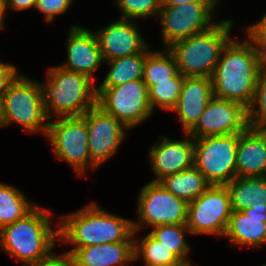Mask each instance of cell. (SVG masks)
Returning a JSON list of instances; mask_svg holds the SVG:
<instances>
[{"instance_id":"1","label":"cell","mask_w":266,"mask_h":266,"mask_svg":"<svg viewBox=\"0 0 266 266\" xmlns=\"http://www.w3.org/2000/svg\"><path fill=\"white\" fill-rule=\"evenodd\" d=\"M259 73L258 51L252 41L240 43L231 39L224 47L211 77L214 97L234 100L249 108Z\"/></svg>"},{"instance_id":"4","label":"cell","mask_w":266,"mask_h":266,"mask_svg":"<svg viewBox=\"0 0 266 266\" xmlns=\"http://www.w3.org/2000/svg\"><path fill=\"white\" fill-rule=\"evenodd\" d=\"M50 225L49 214L36 205L23 218L0 229L2 249L27 265L37 263L51 254L59 238V230L53 231Z\"/></svg>"},{"instance_id":"21","label":"cell","mask_w":266,"mask_h":266,"mask_svg":"<svg viewBox=\"0 0 266 266\" xmlns=\"http://www.w3.org/2000/svg\"><path fill=\"white\" fill-rule=\"evenodd\" d=\"M134 242H116L71 249L74 266H124L134 260Z\"/></svg>"},{"instance_id":"24","label":"cell","mask_w":266,"mask_h":266,"mask_svg":"<svg viewBox=\"0 0 266 266\" xmlns=\"http://www.w3.org/2000/svg\"><path fill=\"white\" fill-rule=\"evenodd\" d=\"M148 53L146 49L141 53L109 61L110 71L99 87H115L129 81L143 79V67Z\"/></svg>"},{"instance_id":"37","label":"cell","mask_w":266,"mask_h":266,"mask_svg":"<svg viewBox=\"0 0 266 266\" xmlns=\"http://www.w3.org/2000/svg\"><path fill=\"white\" fill-rule=\"evenodd\" d=\"M253 44L255 45L258 51L260 73L266 74V43H253Z\"/></svg>"},{"instance_id":"28","label":"cell","mask_w":266,"mask_h":266,"mask_svg":"<svg viewBox=\"0 0 266 266\" xmlns=\"http://www.w3.org/2000/svg\"><path fill=\"white\" fill-rule=\"evenodd\" d=\"M184 76L178 72L173 78L163 82H155V85L148 89V100L151 109L159 106L162 110H172L181 93Z\"/></svg>"},{"instance_id":"27","label":"cell","mask_w":266,"mask_h":266,"mask_svg":"<svg viewBox=\"0 0 266 266\" xmlns=\"http://www.w3.org/2000/svg\"><path fill=\"white\" fill-rule=\"evenodd\" d=\"M134 260L142 256L146 266H171L181 260L150 233L139 243L134 240Z\"/></svg>"},{"instance_id":"10","label":"cell","mask_w":266,"mask_h":266,"mask_svg":"<svg viewBox=\"0 0 266 266\" xmlns=\"http://www.w3.org/2000/svg\"><path fill=\"white\" fill-rule=\"evenodd\" d=\"M231 214L226 186L210 185L203 194L188 203L186 226L191 233L225 236Z\"/></svg>"},{"instance_id":"20","label":"cell","mask_w":266,"mask_h":266,"mask_svg":"<svg viewBox=\"0 0 266 266\" xmlns=\"http://www.w3.org/2000/svg\"><path fill=\"white\" fill-rule=\"evenodd\" d=\"M225 236L232 245L259 246L266 243V209L232 211Z\"/></svg>"},{"instance_id":"23","label":"cell","mask_w":266,"mask_h":266,"mask_svg":"<svg viewBox=\"0 0 266 266\" xmlns=\"http://www.w3.org/2000/svg\"><path fill=\"white\" fill-rule=\"evenodd\" d=\"M159 183L167 191L187 203L194 201L211 185L195 166L179 173L168 175L161 179Z\"/></svg>"},{"instance_id":"34","label":"cell","mask_w":266,"mask_h":266,"mask_svg":"<svg viewBox=\"0 0 266 266\" xmlns=\"http://www.w3.org/2000/svg\"><path fill=\"white\" fill-rule=\"evenodd\" d=\"M22 266H74V261L70 253H65L62 256H54L53 254H50L48 257L37 263Z\"/></svg>"},{"instance_id":"19","label":"cell","mask_w":266,"mask_h":266,"mask_svg":"<svg viewBox=\"0 0 266 266\" xmlns=\"http://www.w3.org/2000/svg\"><path fill=\"white\" fill-rule=\"evenodd\" d=\"M266 176V130L248 127L238 134L236 177Z\"/></svg>"},{"instance_id":"13","label":"cell","mask_w":266,"mask_h":266,"mask_svg":"<svg viewBox=\"0 0 266 266\" xmlns=\"http://www.w3.org/2000/svg\"><path fill=\"white\" fill-rule=\"evenodd\" d=\"M248 127V108L234 100L213 97L186 135L198 139L240 134Z\"/></svg>"},{"instance_id":"22","label":"cell","mask_w":266,"mask_h":266,"mask_svg":"<svg viewBox=\"0 0 266 266\" xmlns=\"http://www.w3.org/2000/svg\"><path fill=\"white\" fill-rule=\"evenodd\" d=\"M228 189L232 211L246 208L266 209V176L235 177L225 185Z\"/></svg>"},{"instance_id":"8","label":"cell","mask_w":266,"mask_h":266,"mask_svg":"<svg viewBox=\"0 0 266 266\" xmlns=\"http://www.w3.org/2000/svg\"><path fill=\"white\" fill-rule=\"evenodd\" d=\"M238 134L194 139V166L211 185H226L236 177Z\"/></svg>"},{"instance_id":"5","label":"cell","mask_w":266,"mask_h":266,"mask_svg":"<svg viewBox=\"0 0 266 266\" xmlns=\"http://www.w3.org/2000/svg\"><path fill=\"white\" fill-rule=\"evenodd\" d=\"M231 26L232 20L215 23L209 29L168 47L178 71L184 77L211 78L224 47L231 40Z\"/></svg>"},{"instance_id":"26","label":"cell","mask_w":266,"mask_h":266,"mask_svg":"<svg viewBox=\"0 0 266 266\" xmlns=\"http://www.w3.org/2000/svg\"><path fill=\"white\" fill-rule=\"evenodd\" d=\"M173 54L166 49L164 52H149L143 67V82L149 89L155 82L167 81L178 73Z\"/></svg>"},{"instance_id":"9","label":"cell","mask_w":266,"mask_h":266,"mask_svg":"<svg viewBox=\"0 0 266 266\" xmlns=\"http://www.w3.org/2000/svg\"><path fill=\"white\" fill-rule=\"evenodd\" d=\"M57 119L48 123L46 136L57 158L68 162L81 177L89 163L92 168L97 167L90 156L86 119L83 116Z\"/></svg>"},{"instance_id":"36","label":"cell","mask_w":266,"mask_h":266,"mask_svg":"<svg viewBox=\"0 0 266 266\" xmlns=\"http://www.w3.org/2000/svg\"><path fill=\"white\" fill-rule=\"evenodd\" d=\"M37 0H5L6 8L10 6L14 10H26L35 7Z\"/></svg>"},{"instance_id":"39","label":"cell","mask_w":266,"mask_h":266,"mask_svg":"<svg viewBox=\"0 0 266 266\" xmlns=\"http://www.w3.org/2000/svg\"><path fill=\"white\" fill-rule=\"evenodd\" d=\"M6 5L5 0H0V27H3V18L5 15Z\"/></svg>"},{"instance_id":"41","label":"cell","mask_w":266,"mask_h":266,"mask_svg":"<svg viewBox=\"0 0 266 266\" xmlns=\"http://www.w3.org/2000/svg\"><path fill=\"white\" fill-rule=\"evenodd\" d=\"M171 266H192L190 262H180L176 265H171Z\"/></svg>"},{"instance_id":"16","label":"cell","mask_w":266,"mask_h":266,"mask_svg":"<svg viewBox=\"0 0 266 266\" xmlns=\"http://www.w3.org/2000/svg\"><path fill=\"white\" fill-rule=\"evenodd\" d=\"M162 142L152 146L149 158L157 176L152 182H159L168 175L179 173L194 166V138L169 140L162 137Z\"/></svg>"},{"instance_id":"14","label":"cell","mask_w":266,"mask_h":266,"mask_svg":"<svg viewBox=\"0 0 266 266\" xmlns=\"http://www.w3.org/2000/svg\"><path fill=\"white\" fill-rule=\"evenodd\" d=\"M83 117L87 124L91 160L99 166L115 154L125 138L124 128L127 127L98 106L91 108Z\"/></svg>"},{"instance_id":"31","label":"cell","mask_w":266,"mask_h":266,"mask_svg":"<svg viewBox=\"0 0 266 266\" xmlns=\"http://www.w3.org/2000/svg\"><path fill=\"white\" fill-rule=\"evenodd\" d=\"M122 13V19H137L141 17L158 16L162 0H117Z\"/></svg>"},{"instance_id":"29","label":"cell","mask_w":266,"mask_h":266,"mask_svg":"<svg viewBox=\"0 0 266 266\" xmlns=\"http://www.w3.org/2000/svg\"><path fill=\"white\" fill-rule=\"evenodd\" d=\"M150 234L159 242L170 249L182 262H189L185 256L189 245L185 241V231H189L186 224L157 225Z\"/></svg>"},{"instance_id":"12","label":"cell","mask_w":266,"mask_h":266,"mask_svg":"<svg viewBox=\"0 0 266 266\" xmlns=\"http://www.w3.org/2000/svg\"><path fill=\"white\" fill-rule=\"evenodd\" d=\"M216 3H183L177 6H161L162 36L166 48L175 42L209 29L211 13Z\"/></svg>"},{"instance_id":"25","label":"cell","mask_w":266,"mask_h":266,"mask_svg":"<svg viewBox=\"0 0 266 266\" xmlns=\"http://www.w3.org/2000/svg\"><path fill=\"white\" fill-rule=\"evenodd\" d=\"M35 206L18 189L0 183V229L23 218Z\"/></svg>"},{"instance_id":"33","label":"cell","mask_w":266,"mask_h":266,"mask_svg":"<svg viewBox=\"0 0 266 266\" xmlns=\"http://www.w3.org/2000/svg\"><path fill=\"white\" fill-rule=\"evenodd\" d=\"M17 73L15 66L0 62V98H2L9 85L16 79Z\"/></svg>"},{"instance_id":"6","label":"cell","mask_w":266,"mask_h":266,"mask_svg":"<svg viewBox=\"0 0 266 266\" xmlns=\"http://www.w3.org/2000/svg\"><path fill=\"white\" fill-rule=\"evenodd\" d=\"M5 126L19 123L28 132L46 135L49 120L44 106L43 85L17 76L2 96ZM47 121V122H46Z\"/></svg>"},{"instance_id":"11","label":"cell","mask_w":266,"mask_h":266,"mask_svg":"<svg viewBox=\"0 0 266 266\" xmlns=\"http://www.w3.org/2000/svg\"><path fill=\"white\" fill-rule=\"evenodd\" d=\"M139 223L133 222V230L142 225L186 224L188 203L167 191L159 182L145 185L139 195Z\"/></svg>"},{"instance_id":"35","label":"cell","mask_w":266,"mask_h":266,"mask_svg":"<svg viewBox=\"0 0 266 266\" xmlns=\"http://www.w3.org/2000/svg\"><path fill=\"white\" fill-rule=\"evenodd\" d=\"M247 34L252 43H266V15L247 28Z\"/></svg>"},{"instance_id":"30","label":"cell","mask_w":266,"mask_h":266,"mask_svg":"<svg viewBox=\"0 0 266 266\" xmlns=\"http://www.w3.org/2000/svg\"><path fill=\"white\" fill-rule=\"evenodd\" d=\"M255 104L259 105L254 110ZM248 124L254 129H266V74L259 73L255 95L251 106L248 108Z\"/></svg>"},{"instance_id":"2","label":"cell","mask_w":266,"mask_h":266,"mask_svg":"<svg viewBox=\"0 0 266 266\" xmlns=\"http://www.w3.org/2000/svg\"><path fill=\"white\" fill-rule=\"evenodd\" d=\"M60 239L75 244L73 249L91 245L134 242L133 222L102 210L96 203L61 218Z\"/></svg>"},{"instance_id":"7","label":"cell","mask_w":266,"mask_h":266,"mask_svg":"<svg viewBox=\"0 0 266 266\" xmlns=\"http://www.w3.org/2000/svg\"><path fill=\"white\" fill-rule=\"evenodd\" d=\"M96 92V106L127 128L141 123L153 112L143 79L115 87H98Z\"/></svg>"},{"instance_id":"15","label":"cell","mask_w":266,"mask_h":266,"mask_svg":"<svg viewBox=\"0 0 266 266\" xmlns=\"http://www.w3.org/2000/svg\"><path fill=\"white\" fill-rule=\"evenodd\" d=\"M128 19H118L96 32L103 60H114L144 52L148 45Z\"/></svg>"},{"instance_id":"38","label":"cell","mask_w":266,"mask_h":266,"mask_svg":"<svg viewBox=\"0 0 266 266\" xmlns=\"http://www.w3.org/2000/svg\"><path fill=\"white\" fill-rule=\"evenodd\" d=\"M218 0H162L161 6H177L183 3H217Z\"/></svg>"},{"instance_id":"17","label":"cell","mask_w":266,"mask_h":266,"mask_svg":"<svg viewBox=\"0 0 266 266\" xmlns=\"http://www.w3.org/2000/svg\"><path fill=\"white\" fill-rule=\"evenodd\" d=\"M68 36L67 63L60 67L93 79V71L104 61L96 34L88 29L72 26Z\"/></svg>"},{"instance_id":"3","label":"cell","mask_w":266,"mask_h":266,"mask_svg":"<svg viewBox=\"0 0 266 266\" xmlns=\"http://www.w3.org/2000/svg\"><path fill=\"white\" fill-rule=\"evenodd\" d=\"M85 74L62 67L48 70L47 84L43 85L45 112L48 119L81 117L96 106V87ZM52 112V114H51Z\"/></svg>"},{"instance_id":"40","label":"cell","mask_w":266,"mask_h":266,"mask_svg":"<svg viewBox=\"0 0 266 266\" xmlns=\"http://www.w3.org/2000/svg\"><path fill=\"white\" fill-rule=\"evenodd\" d=\"M5 126L4 115H3V101L0 98V127Z\"/></svg>"},{"instance_id":"18","label":"cell","mask_w":266,"mask_h":266,"mask_svg":"<svg viewBox=\"0 0 266 266\" xmlns=\"http://www.w3.org/2000/svg\"><path fill=\"white\" fill-rule=\"evenodd\" d=\"M213 97L211 78L184 77L178 102L172 111L179 114L185 133L197 123Z\"/></svg>"},{"instance_id":"32","label":"cell","mask_w":266,"mask_h":266,"mask_svg":"<svg viewBox=\"0 0 266 266\" xmlns=\"http://www.w3.org/2000/svg\"><path fill=\"white\" fill-rule=\"evenodd\" d=\"M73 0H37L35 8L44 13L47 21L55 15L62 14L70 7Z\"/></svg>"}]
</instances>
